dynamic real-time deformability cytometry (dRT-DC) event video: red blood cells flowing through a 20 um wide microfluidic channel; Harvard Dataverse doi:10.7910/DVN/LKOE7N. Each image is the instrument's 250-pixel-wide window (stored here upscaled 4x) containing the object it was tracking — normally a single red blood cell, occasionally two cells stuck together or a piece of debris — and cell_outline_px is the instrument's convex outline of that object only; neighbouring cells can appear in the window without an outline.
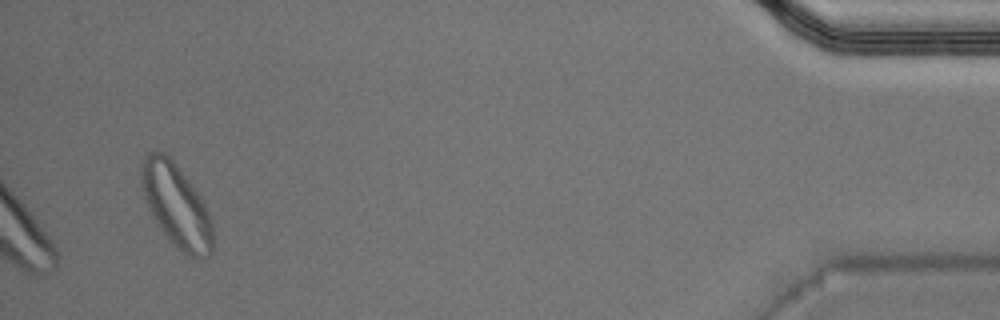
{"species": "Egyptian fruit bat (a non-hibernating species)", "species_latin": "Rousettus aegyptiacus", "temperature_condition": "warm", "stored_images_in_passage": 41, "segment_of_instrument_passage": [2, 2], "camera_frame_rate_fps": 3000, "um_per_image_px": 0.085, "animal": {"sex": "male"}, "frame": {"image": 1, "passage_image": 39, "time_ms": 12.667, "image_size_px": [1000, 320], "cell_outline_px": [[212, 256], [200, 260], [188, 256], [160, 228], [152, 216], [148, 208], [140, 184], [140, 164], [144, 156], [152, 152], [164, 152], [172, 160], [196, 192], [204, 204], [212, 220]], "centroid_in_image_um": [14.97, 17.48], "position_along_channel_um": 420.2, "area_um2": 34.04}}